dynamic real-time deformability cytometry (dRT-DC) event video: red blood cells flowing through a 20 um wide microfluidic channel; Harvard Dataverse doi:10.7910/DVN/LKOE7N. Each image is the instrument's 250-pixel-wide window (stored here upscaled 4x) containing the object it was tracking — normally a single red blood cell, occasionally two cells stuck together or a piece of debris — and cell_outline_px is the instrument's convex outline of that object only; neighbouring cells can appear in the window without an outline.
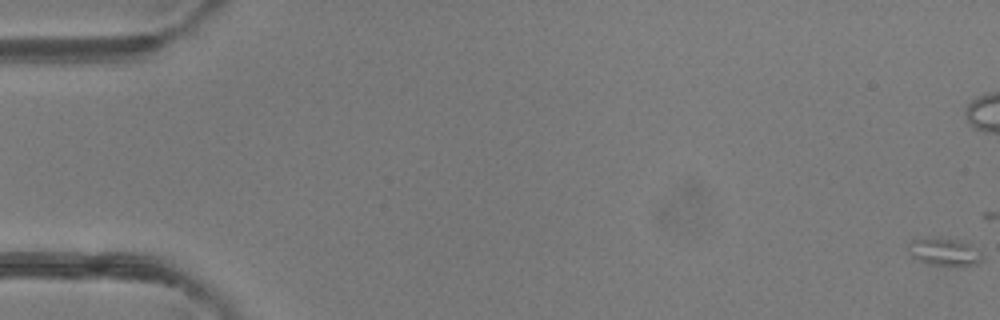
{"species": "common noctule bat (a hibernating species)", "species_latin": "Nyctalus noctula", "temperature_condition": "room temperature", "stored_images_in_passage": 14, "camera_frame_rate_fps": 3000, "um_per_image_px": 0.085, "animal": {"sex": "female"}, "frame": {"image": 1, "passage_image": 1, "time_ms": 0.0, "image_size_px": [1000, 320], "cell_outline_px": [[980, 260], [976, 264], [968, 268], [956, 268], [932, 264], [916, 260], [912, 256], [912, 240], [960, 240], [968, 244], [980, 256]], "centroid_in_image_um": [80.34, 21.52], "position_along_channel_um": 4.7, "area_um2": 11.16}}